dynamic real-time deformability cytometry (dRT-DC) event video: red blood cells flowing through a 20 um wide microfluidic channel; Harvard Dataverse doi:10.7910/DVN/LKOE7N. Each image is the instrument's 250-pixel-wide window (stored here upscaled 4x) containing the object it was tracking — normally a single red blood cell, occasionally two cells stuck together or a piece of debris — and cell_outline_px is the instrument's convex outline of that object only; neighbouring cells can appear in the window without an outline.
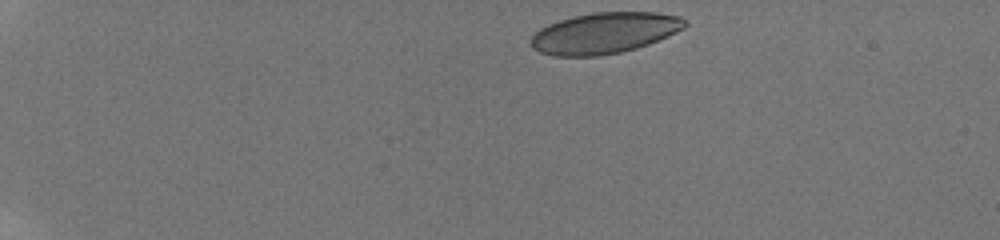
{"species": "human", "species_latin": "Homo sapiens", "temperature_condition": "room temperature", "stored_images_in_passage": 16, "camera_frame_rate_fps": 3000, "um_per_image_px": 0.085, "donor": {"sex": "male"}, "frame": {"image": 1, "passage_image": 1, "time_ms": 0.0, "image_size_px": [1000, 240], "cell_outline_px": [[688, 24], [684, 28], [668, 36], [648, 44], [636, 48], [620, 52], [600, 56], [552, 56], [540, 52], [532, 48], [528, 40], [540, 28], [548, 24], [560, 20], [576, 16], [596, 12], [656, 12], [680, 16], [688, 20]], "centroid_in_image_um": [51.38, 2.81], "position_along_channel_um": 33.6, "area_um2": 36.93}}
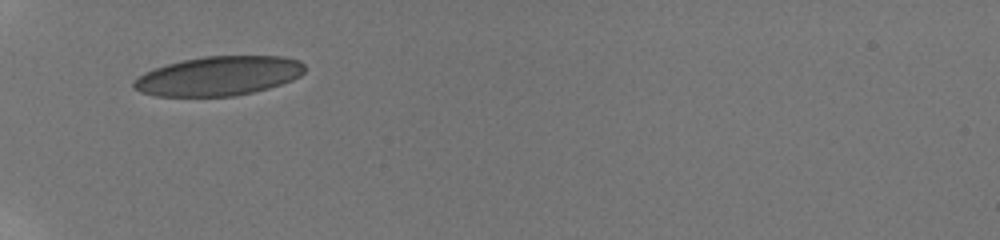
{"frame": {"image": 2, "passage_image": 7, "time_ms": 3.333, "image_size_px": [1000, 240], "cell_outline_px": [[304, 72], [300, 76], [292, 80], [268, 88], [252, 92], [232, 96], [156, 96], [140, 92], [132, 88], [132, 80], [144, 72], [168, 64], [184, 60], [204, 56], [284, 56], [300, 60], [304, 64]], "centroid_in_image_um": [18.57, 6.45], "position_along_channel_um": 66.4, "area_um2": 39.19}}
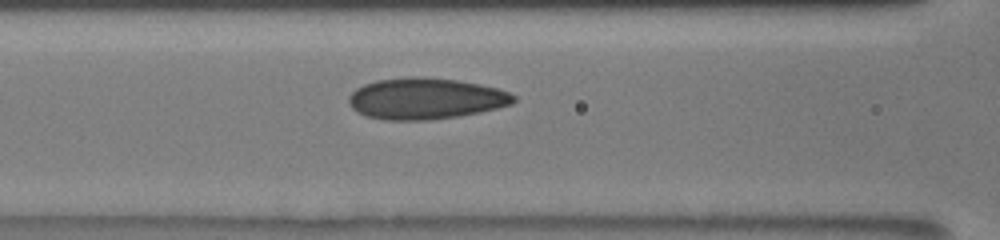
{"frame": {"image": 3, "passage_image": 10, "time_ms": 5.333, "image_size_px": [1000, 240], "cell_outline_px": [[516, 100], [512, 104], [480, 112], [456, 116], [428, 120], [384, 120], [368, 116], [352, 108], [348, 104], [348, 96], [356, 88], [364, 84], [376, 80], [408, 76], [424, 76], [456, 80], [496, 88], [508, 92], [516, 96]], "centroid_in_image_um": [36.14, 8.37], "position_along_channel_um": 130.5, "area_um2": 39.59}}